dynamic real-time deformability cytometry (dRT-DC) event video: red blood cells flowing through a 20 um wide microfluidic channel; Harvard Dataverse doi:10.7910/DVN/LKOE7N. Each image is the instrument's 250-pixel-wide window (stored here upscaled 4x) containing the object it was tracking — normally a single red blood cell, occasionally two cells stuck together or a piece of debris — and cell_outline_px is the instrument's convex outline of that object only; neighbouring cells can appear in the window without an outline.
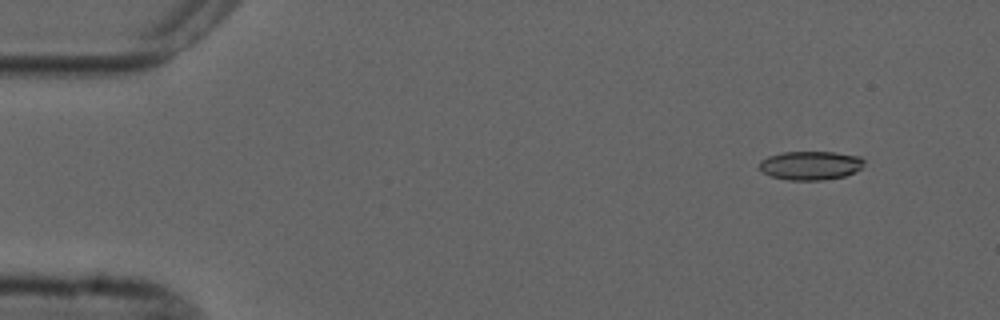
{"species": "common noctule bat (a hibernating species)", "species_latin": "Nyctalus noctula", "temperature_condition": "cold", "stored_images_in_passage": 5, "camera_frame_rate_fps": 3000, "um_per_image_px": 0.085, "animal": {"sex": "male", "forearm_length_mm": 52.5}, "frame": {"image": 1, "passage_image": 2, "time_ms": 1.333, "image_size_px": [1000, 320], "cell_outline_px": [[864, 164], [856, 172], [844, 176], [820, 180], [788, 180], [772, 176], [764, 172], [760, 168], [760, 160], [768, 156], [784, 152], [832, 152], [860, 156], [864, 160]], "centroid_in_image_um": [68.91, 14.06], "position_along_channel_um": 16.1, "area_um2": 17.46}}
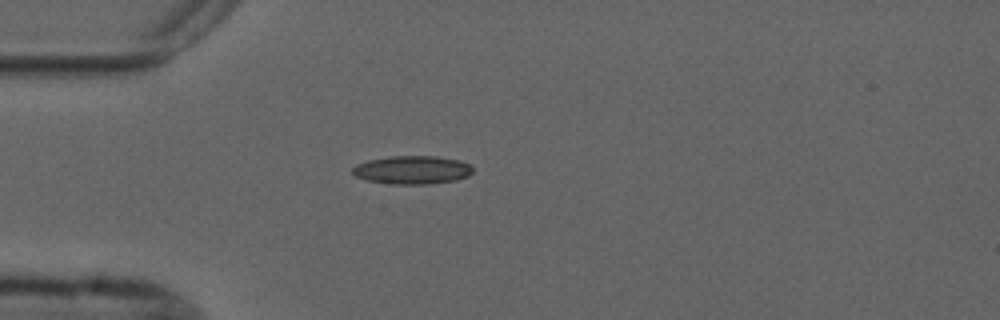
{"frame": {"image": 2, "passage_image": 5, "time_ms": 4.667, "image_size_px": [1000, 320], "cell_outline_px": [[472, 172], [468, 176], [456, 180], [428, 184], [392, 184], [368, 180], [356, 176], [352, 172], [352, 168], [356, 164], [368, 160], [392, 156], [436, 156], [460, 160], [468, 164], [472, 168]], "centroid_in_image_um": [35.04, 14.44], "position_along_channel_um": 50.0, "area_um2": 19.77}}